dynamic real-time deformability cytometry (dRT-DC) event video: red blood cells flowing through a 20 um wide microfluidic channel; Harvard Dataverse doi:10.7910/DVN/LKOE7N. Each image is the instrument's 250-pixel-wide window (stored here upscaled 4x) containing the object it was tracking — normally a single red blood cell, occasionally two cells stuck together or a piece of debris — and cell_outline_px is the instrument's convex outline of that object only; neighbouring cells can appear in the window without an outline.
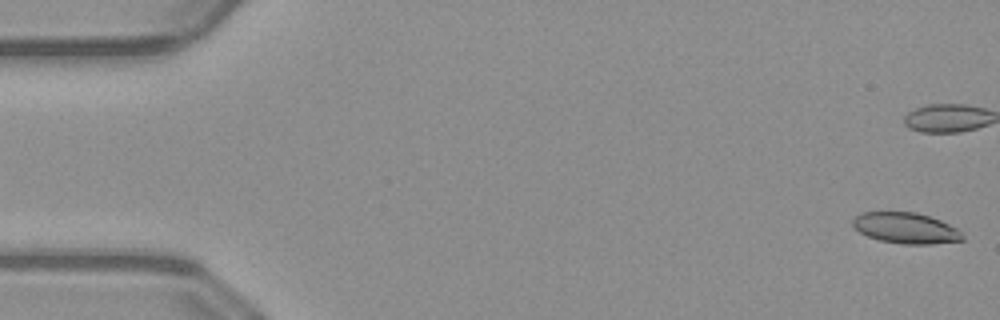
{"species": "common noctule bat (a hibernating species)", "species_latin": "Nyctalus noctula", "temperature_condition": "warm", "stored_images_in_passage": 52, "camera_frame_rate_fps": 3000, "um_per_image_px": 0.085, "animal": {"sex": "male", "body_mass_g": 23.1, "forearm_length_mm": 52.7}, "frame": {"image": 1, "passage_image": 1, "time_ms": 0.0, "image_size_px": [1000, 320], "cell_outline_px": [[964, 240], [932, 244], [900, 244], [880, 240], [868, 236], [860, 232], [852, 224], [852, 220], [860, 212], [916, 212], [940, 220], [956, 228], [964, 236]], "centroid_in_image_um": [76.99, 19.39], "position_along_channel_um": 8.0, "area_um2": 19.65}}
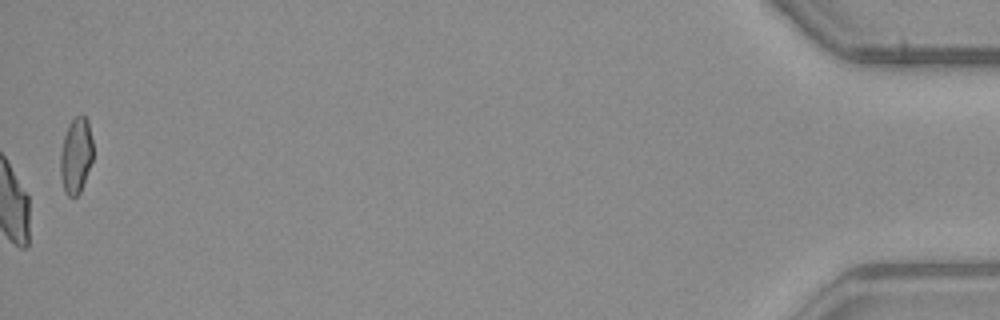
{"frame": {"image": 2, "passage_image": 52, "time_ms": 17.0, "image_size_px": [1000, 320], "cell_outline_px": [[92, 160], [80, 192], [76, 196], [68, 196], [64, 192], [60, 176], [60, 156], [64, 136], [68, 124], [80, 112], [88, 120], [92, 140]], "centroid_in_image_um": [6.44, 13.2], "position_along_channel_um": 428.8, "area_um2": 14.45}, "authors_computed_cell_mechanics": {"area_um2": 21.1548, "velocity_mm_per_s": 4.0387, "shape_relaxation_time_tau1_ms": null, "shape_relaxation_time_tau2_ms": 3.3842, "deformation_change_tau1": null, "deformation_change_tau2": 0.096}}